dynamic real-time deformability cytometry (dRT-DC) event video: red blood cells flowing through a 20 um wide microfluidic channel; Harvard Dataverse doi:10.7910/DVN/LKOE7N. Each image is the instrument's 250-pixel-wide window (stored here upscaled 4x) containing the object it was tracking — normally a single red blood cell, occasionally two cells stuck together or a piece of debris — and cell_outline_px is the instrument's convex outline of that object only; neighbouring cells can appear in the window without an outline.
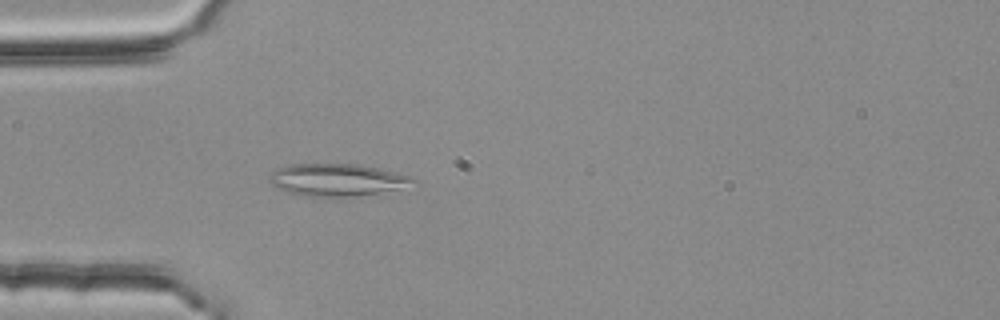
{"species": "common noctule bat (a hibernating species)", "species_latin": "Nyctalus noctula", "temperature_condition": "room temperature", "stored_images_in_passage": 4, "camera_frame_rate_fps": 3000, "um_per_image_px": 0.085, "animal": {"sex": "female", "body_mass_g": 25.1}, "frame": {"image": 1, "passage_image": 4, "time_ms": 1.0, "image_size_px": [1000, 320], "cell_outline_px": [[420, 180], [396, 188], [348, 200], [304, 196], [288, 192], [276, 188], [268, 180], [272, 172], [276, 168], [288, 164], [360, 164], [412, 176]], "centroid_in_image_um": [28.6, 15.32], "position_along_channel_um": 56.4, "area_um2": 27.8}}